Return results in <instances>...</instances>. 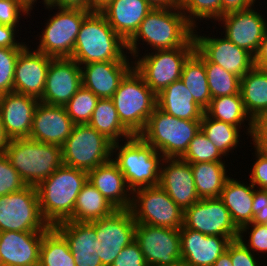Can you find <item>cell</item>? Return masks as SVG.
I'll list each match as a JSON object with an SVG mask.
<instances>
[{
    "instance_id": "obj_1",
    "label": "cell",
    "mask_w": 267,
    "mask_h": 266,
    "mask_svg": "<svg viewBox=\"0 0 267 266\" xmlns=\"http://www.w3.org/2000/svg\"><path fill=\"white\" fill-rule=\"evenodd\" d=\"M194 27L187 21L180 7L153 8L127 41V51L134 58L140 55V43L150 49L164 50L195 47Z\"/></svg>"
},
{
    "instance_id": "obj_2",
    "label": "cell",
    "mask_w": 267,
    "mask_h": 266,
    "mask_svg": "<svg viewBox=\"0 0 267 266\" xmlns=\"http://www.w3.org/2000/svg\"><path fill=\"white\" fill-rule=\"evenodd\" d=\"M127 42L108 24L99 11L90 12L83 20L71 59L80 66L92 62L130 61Z\"/></svg>"
},
{
    "instance_id": "obj_3",
    "label": "cell",
    "mask_w": 267,
    "mask_h": 266,
    "mask_svg": "<svg viewBox=\"0 0 267 266\" xmlns=\"http://www.w3.org/2000/svg\"><path fill=\"white\" fill-rule=\"evenodd\" d=\"M87 180L88 172L62 164L36 186L40 211L49 226L73 215L77 196Z\"/></svg>"
},
{
    "instance_id": "obj_4",
    "label": "cell",
    "mask_w": 267,
    "mask_h": 266,
    "mask_svg": "<svg viewBox=\"0 0 267 266\" xmlns=\"http://www.w3.org/2000/svg\"><path fill=\"white\" fill-rule=\"evenodd\" d=\"M163 159V155L139 135H134L121 143L115 142L112 146V160L123 173L132 191L159 185Z\"/></svg>"
},
{
    "instance_id": "obj_5",
    "label": "cell",
    "mask_w": 267,
    "mask_h": 266,
    "mask_svg": "<svg viewBox=\"0 0 267 266\" xmlns=\"http://www.w3.org/2000/svg\"><path fill=\"white\" fill-rule=\"evenodd\" d=\"M4 155L30 186H37L63 164L60 145L42 143L31 138L9 140Z\"/></svg>"
},
{
    "instance_id": "obj_6",
    "label": "cell",
    "mask_w": 267,
    "mask_h": 266,
    "mask_svg": "<svg viewBox=\"0 0 267 266\" xmlns=\"http://www.w3.org/2000/svg\"><path fill=\"white\" fill-rule=\"evenodd\" d=\"M201 129V120L178 119L157 106L139 136L164 158H181Z\"/></svg>"
},
{
    "instance_id": "obj_7",
    "label": "cell",
    "mask_w": 267,
    "mask_h": 266,
    "mask_svg": "<svg viewBox=\"0 0 267 266\" xmlns=\"http://www.w3.org/2000/svg\"><path fill=\"white\" fill-rule=\"evenodd\" d=\"M111 99L121 123L133 135H139L144 130L157 106V95L134 67L121 80Z\"/></svg>"
},
{
    "instance_id": "obj_8",
    "label": "cell",
    "mask_w": 267,
    "mask_h": 266,
    "mask_svg": "<svg viewBox=\"0 0 267 266\" xmlns=\"http://www.w3.org/2000/svg\"><path fill=\"white\" fill-rule=\"evenodd\" d=\"M44 7L57 12L48 17L45 29L42 28L39 36L36 35L39 38L35 37L39 40L36 44L39 45H36L35 50L52 58H71L83 20L91 11L57 8L48 3Z\"/></svg>"
},
{
    "instance_id": "obj_9",
    "label": "cell",
    "mask_w": 267,
    "mask_h": 266,
    "mask_svg": "<svg viewBox=\"0 0 267 266\" xmlns=\"http://www.w3.org/2000/svg\"><path fill=\"white\" fill-rule=\"evenodd\" d=\"M113 142L89 124H75L62 148L63 164L86 172L112 159Z\"/></svg>"
},
{
    "instance_id": "obj_10",
    "label": "cell",
    "mask_w": 267,
    "mask_h": 266,
    "mask_svg": "<svg viewBox=\"0 0 267 266\" xmlns=\"http://www.w3.org/2000/svg\"><path fill=\"white\" fill-rule=\"evenodd\" d=\"M148 51L133 58V67L157 95L174 81L180 80L183 65L195 47Z\"/></svg>"
},
{
    "instance_id": "obj_11",
    "label": "cell",
    "mask_w": 267,
    "mask_h": 266,
    "mask_svg": "<svg viewBox=\"0 0 267 266\" xmlns=\"http://www.w3.org/2000/svg\"><path fill=\"white\" fill-rule=\"evenodd\" d=\"M130 211L136 223L180 229L183 211L160 186L132 191Z\"/></svg>"
},
{
    "instance_id": "obj_12",
    "label": "cell",
    "mask_w": 267,
    "mask_h": 266,
    "mask_svg": "<svg viewBox=\"0 0 267 266\" xmlns=\"http://www.w3.org/2000/svg\"><path fill=\"white\" fill-rule=\"evenodd\" d=\"M49 227L40 211L36 186L0 196V232L46 231Z\"/></svg>"
},
{
    "instance_id": "obj_13",
    "label": "cell",
    "mask_w": 267,
    "mask_h": 266,
    "mask_svg": "<svg viewBox=\"0 0 267 266\" xmlns=\"http://www.w3.org/2000/svg\"><path fill=\"white\" fill-rule=\"evenodd\" d=\"M96 230L97 255L103 266H111L121 250L135 240L136 222L130 209H116L112 214L89 222Z\"/></svg>"
},
{
    "instance_id": "obj_14",
    "label": "cell",
    "mask_w": 267,
    "mask_h": 266,
    "mask_svg": "<svg viewBox=\"0 0 267 266\" xmlns=\"http://www.w3.org/2000/svg\"><path fill=\"white\" fill-rule=\"evenodd\" d=\"M198 29L199 27H195L193 32L195 49L208 62L220 65L240 78L254 67V56L247 50L238 47L222 34L220 37L212 33L207 36L198 32Z\"/></svg>"
},
{
    "instance_id": "obj_15",
    "label": "cell",
    "mask_w": 267,
    "mask_h": 266,
    "mask_svg": "<svg viewBox=\"0 0 267 266\" xmlns=\"http://www.w3.org/2000/svg\"><path fill=\"white\" fill-rule=\"evenodd\" d=\"M183 226L204 235L239 238L228 209L219 198L200 199L183 211Z\"/></svg>"
},
{
    "instance_id": "obj_16",
    "label": "cell",
    "mask_w": 267,
    "mask_h": 266,
    "mask_svg": "<svg viewBox=\"0 0 267 266\" xmlns=\"http://www.w3.org/2000/svg\"><path fill=\"white\" fill-rule=\"evenodd\" d=\"M135 241L148 266H164L181 259L179 229L136 223Z\"/></svg>"
},
{
    "instance_id": "obj_17",
    "label": "cell",
    "mask_w": 267,
    "mask_h": 266,
    "mask_svg": "<svg viewBox=\"0 0 267 266\" xmlns=\"http://www.w3.org/2000/svg\"><path fill=\"white\" fill-rule=\"evenodd\" d=\"M254 7L224 14L217 20L219 27L224 29L220 34H224L223 36L253 56L258 51L267 27L264 14L260 9L257 8L256 10ZM220 23L223 26H220Z\"/></svg>"
},
{
    "instance_id": "obj_18",
    "label": "cell",
    "mask_w": 267,
    "mask_h": 266,
    "mask_svg": "<svg viewBox=\"0 0 267 266\" xmlns=\"http://www.w3.org/2000/svg\"><path fill=\"white\" fill-rule=\"evenodd\" d=\"M82 86L81 66L71 58H53L47 72L41 103L65 106Z\"/></svg>"
},
{
    "instance_id": "obj_19",
    "label": "cell",
    "mask_w": 267,
    "mask_h": 266,
    "mask_svg": "<svg viewBox=\"0 0 267 266\" xmlns=\"http://www.w3.org/2000/svg\"><path fill=\"white\" fill-rule=\"evenodd\" d=\"M52 59L27 45L19 53L15 64L13 91L40 100Z\"/></svg>"
},
{
    "instance_id": "obj_20",
    "label": "cell",
    "mask_w": 267,
    "mask_h": 266,
    "mask_svg": "<svg viewBox=\"0 0 267 266\" xmlns=\"http://www.w3.org/2000/svg\"><path fill=\"white\" fill-rule=\"evenodd\" d=\"M159 185L182 211L199 201L190 163L181 158H164Z\"/></svg>"
},
{
    "instance_id": "obj_21",
    "label": "cell",
    "mask_w": 267,
    "mask_h": 266,
    "mask_svg": "<svg viewBox=\"0 0 267 266\" xmlns=\"http://www.w3.org/2000/svg\"><path fill=\"white\" fill-rule=\"evenodd\" d=\"M39 102L34 97L14 91L0 95V116L4 131L10 140L29 138Z\"/></svg>"
},
{
    "instance_id": "obj_22",
    "label": "cell",
    "mask_w": 267,
    "mask_h": 266,
    "mask_svg": "<svg viewBox=\"0 0 267 266\" xmlns=\"http://www.w3.org/2000/svg\"><path fill=\"white\" fill-rule=\"evenodd\" d=\"M45 231L0 232V266L39 265Z\"/></svg>"
},
{
    "instance_id": "obj_23",
    "label": "cell",
    "mask_w": 267,
    "mask_h": 266,
    "mask_svg": "<svg viewBox=\"0 0 267 266\" xmlns=\"http://www.w3.org/2000/svg\"><path fill=\"white\" fill-rule=\"evenodd\" d=\"M181 259L188 266H213L232 241L228 237L204 235L182 226L179 229Z\"/></svg>"
},
{
    "instance_id": "obj_24",
    "label": "cell",
    "mask_w": 267,
    "mask_h": 266,
    "mask_svg": "<svg viewBox=\"0 0 267 266\" xmlns=\"http://www.w3.org/2000/svg\"><path fill=\"white\" fill-rule=\"evenodd\" d=\"M74 125L64 106L39 102L34 113L29 138L62 146L71 135Z\"/></svg>"
},
{
    "instance_id": "obj_25",
    "label": "cell",
    "mask_w": 267,
    "mask_h": 266,
    "mask_svg": "<svg viewBox=\"0 0 267 266\" xmlns=\"http://www.w3.org/2000/svg\"><path fill=\"white\" fill-rule=\"evenodd\" d=\"M133 68L132 61L92 62L81 65L82 85L99 99L112 98L121 80Z\"/></svg>"
},
{
    "instance_id": "obj_26",
    "label": "cell",
    "mask_w": 267,
    "mask_h": 266,
    "mask_svg": "<svg viewBox=\"0 0 267 266\" xmlns=\"http://www.w3.org/2000/svg\"><path fill=\"white\" fill-rule=\"evenodd\" d=\"M88 181L117 209L130 208L132 190L112 159L89 171Z\"/></svg>"
},
{
    "instance_id": "obj_27",
    "label": "cell",
    "mask_w": 267,
    "mask_h": 266,
    "mask_svg": "<svg viewBox=\"0 0 267 266\" xmlns=\"http://www.w3.org/2000/svg\"><path fill=\"white\" fill-rule=\"evenodd\" d=\"M152 9L145 0H111L100 12L114 31L127 42Z\"/></svg>"
},
{
    "instance_id": "obj_28",
    "label": "cell",
    "mask_w": 267,
    "mask_h": 266,
    "mask_svg": "<svg viewBox=\"0 0 267 266\" xmlns=\"http://www.w3.org/2000/svg\"><path fill=\"white\" fill-rule=\"evenodd\" d=\"M236 178L226 181L219 199L228 209L231 219L240 230L252 222V208L255 187Z\"/></svg>"
},
{
    "instance_id": "obj_29",
    "label": "cell",
    "mask_w": 267,
    "mask_h": 266,
    "mask_svg": "<svg viewBox=\"0 0 267 266\" xmlns=\"http://www.w3.org/2000/svg\"><path fill=\"white\" fill-rule=\"evenodd\" d=\"M157 107L178 119L201 120L204 110L180 80L174 81L157 94Z\"/></svg>"
},
{
    "instance_id": "obj_30",
    "label": "cell",
    "mask_w": 267,
    "mask_h": 266,
    "mask_svg": "<svg viewBox=\"0 0 267 266\" xmlns=\"http://www.w3.org/2000/svg\"><path fill=\"white\" fill-rule=\"evenodd\" d=\"M68 241L74 258L97 257L96 230L89 222L63 221L54 226Z\"/></svg>"
},
{
    "instance_id": "obj_31",
    "label": "cell",
    "mask_w": 267,
    "mask_h": 266,
    "mask_svg": "<svg viewBox=\"0 0 267 266\" xmlns=\"http://www.w3.org/2000/svg\"><path fill=\"white\" fill-rule=\"evenodd\" d=\"M240 93L245 109L256 121L267 114V72L253 67L240 78Z\"/></svg>"
},
{
    "instance_id": "obj_32",
    "label": "cell",
    "mask_w": 267,
    "mask_h": 266,
    "mask_svg": "<svg viewBox=\"0 0 267 266\" xmlns=\"http://www.w3.org/2000/svg\"><path fill=\"white\" fill-rule=\"evenodd\" d=\"M195 187L200 199L219 198L230 178L225 162L190 163ZM227 170V171H226Z\"/></svg>"
},
{
    "instance_id": "obj_33",
    "label": "cell",
    "mask_w": 267,
    "mask_h": 266,
    "mask_svg": "<svg viewBox=\"0 0 267 266\" xmlns=\"http://www.w3.org/2000/svg\"><path fill=\"white\" fill-rule=\"evenodd\" d=\"M117 208L113 206L88 180L77 196L73 215L67 221L92 222L109 216Z\"/></svg>"
},
{
    "instance_id": "obj_34",
    "label": "cell",
    "mask_w": 267,
    "mask_h": 266,
    "mask_svg": "<svg viewBox=\"0 0 267 266\" xmlns=\"http://www.w3.org/2000/svg\"><path fill=\"white\" fill-rule=\"evenodd\" d=\"M180 79L192 94L195 103L205 111L210 105L212 97L208 86L204 57L196 49L185 61Z\"/></svg>"
},
{
    "instance_id": "obj_35",
    "label": "cell",
    "mask_w": 267,
    "mask_h": 266,
    "mask_svg": "<svg viewBox=\"0 0 267 266\" xmlns=\"http://www.w3.org/2000/svg\"><path fill=\"white\" fill-rule=\"evenodd\" d=\"M201 130L215 147L226 157L232 154L241 141V132L253 138L254 129L240 130L239 127L233 126L226 122L210 118L205 112L201 119ZM241 136V137H240ZM240 141V142H239ZM232 151V152H231Z\"/></svg>"
},
{
    "instance_id": "obj_36",
    "label": "cell",
    "mask_w": 267,
    "mask_h": 266,
    "mask_svg": "<svg viewBox=\"0 0 267 266\" xmlns=\"http://www.w3.org/2000/svg\"><path fill=\"white\" fill-rule=\"evenodd\" d=\"M99 133L113 143L121 142L134 136L120 121L114 102L111 98H100L97 101L90 122Z\"/></svg>"
},
{
    "instance_id": "obj_37",
    "label": "cell",
    "mask_w": 267,
    "mask_h": 266,
    "mask_svg": "<svg viewBox=\"0 0 267 266\" xmlns=\"http://www.w3.org/2000/svg\"><path fill=\"white\" fill-rule=\"evenodd\" d=\"M210 118L217 119L240 129H254L255 121L247 113L241 93L212 98L204 111ZM248 123L247 125H245Z\"/></svg>"
},
{
    "instance_id": "obj_38",
    "label": "cell",
    "mask_w": 267,
    "mask_h": 266,
    "mask_svg": "<svg viewBox=\"0 0 267 266\" xmlns=\"http://www.w3.org/2000/svg\"><path fill=\"white\" fill-rule=\"evenodd\" d=\"M39 266H76L68 241L54 226L43 233Z\"/></svg>"
},
{
    "instance_id": "obj_39",
    "label": "cell",
    "mask_w": 267,
    "mask_h": 266,
    "mask_svg": "<svg viewBox=\"0 0 267 266\" xmlns=\"http://www.w3.org/2000/svg\"><path fill=\"white\" fill-rule=\"evenodd\" d=\"M208 86L212 98L240 93V77L226 71L220 65L208 62L204 58Z\"/></svg>"
},
{
    "instance_id": "obj_40",
    "label": "cell",
    "mask_w": 267,
    "mask_h": 266,
    "mask_svg": "<svg viewBox=\"0 0 267 266\" xmlns=\"http://www.w3.org/2000/svg\"><path fill=\"white\" fill-rule=\"evenodd\" d=\"M180 8L194 28L204 20L217 22L221 18V0H180Z\"/></svg>"
},
{
    "instance_id": "obj_41",
    "label": "cell",
    "mask_w": 267,
    "mask_h": 266,
    "mask_svg": "<svg viewBox=\"0 0 267 266\" xmlns=\"http://www.w3.org/2000/svg\"><path fill=\"white\" fill-rule=\"evenodd\" d=\"M99 98L83 85L64 106L74 124H88Z\"/></svg>"
},
{
    "instance_id": "obj_42",
    "label": "cell",
    "mask_w": 267,
    "mask_h": 266,
    "mask_svg": "<svg viewBox=\"0 0 267 266\" xmlns=\"http://www.w3.org/2000/svg\"><path fill=\"white\" fill-rule=\"evenodd\" d=\"M224 158L225 156L215 147L201 129L191 140L187 151L181 157L183 161L188 163L226 162Z\"/></svg>"
},
{
    "instance_id": "obj_43",
    "label": "cell",
    "mask_w": 267,
    "mask_h": 266,
    "mask_svg": "<svg viewBox=\"0 0 267 266\" xmlns=\"http://www.w3.org/2000/svg\"><path fill=\"white\" fill-rule=\"evenodd\" d=\"M23 49L0 47V95L13 91L15 64Z\"/></svg>"
},
{
    "instance_id": "obj_44",
    "label": "cell",
    "mask_w": 267,
    "mask_h": 266,
    "mask_svg": "<svg viewBox=\"0 0 267 266\" xmlns=\"http://www.w3.org/2000/svg\"><path fill=\"white\" fill-rule=\"evenodd\" d=\"M247 234L249 235V239L246 240ZM239 239L249 250L253 253L255 252L254 254L256 256L262 257L260 254L265 255L267 253V224L250 223L243 226L239 230Z\"/></svg>"
},
{
    "instance_id": "obj_45",
    "label": "cell",
    "mask_w": 267,
    "mask_h": 266,
    "mask_svg": "<svg viewBox=\"0 0 267 266\" xmlns=\"http://www.w3.org/2000/svg\"><path fill=\"white\" fill-rule=\"evenodd\" d=\"M27 184L12 167L4 154H0V196L25 188Z\"/></svg>"
},
{
    "instance_id": "obj_46",
    "label": "cell",
    "mask_w": 267,
    "mask_h": 266,
    "mask_svg": "<svg viewBox=\"0 0 267 266\" xmlns=\"http://www.w3.org/2000/svg\"><path fill=\"white\" fill-rule=\"evenodd\" d=\"M226 251L230 254L232 266H265L258 261L261 257L249 250L239 238L232 240Z\"/></svg>"
},
{
    "instance_id": "obj_47",
    "label": "cell",
    "mask_w": 267,
    "mask_h": 266,
    "mask_svg": "<svg viewBox=\"0 0 267 266\" xmlns=\"http://www.w3.org/2000/svg\"><path fill=\"white\" fill-rule=\"evenodd\" d=\"M253 151L255 154L254 163L249 172V182L256 189L267 190V155L256 145L253 146Z\"/></svg>"
},
{
    "instance_id": "obj_48",
    "label": "cell",
    "mask_w": 267,
    "mask_h": 266,
    "mask_svg": "<svg viewBox=\"0 0 267 266\" xmlns=\"http://www.w3.org/2000/svg\"><path fill=\"white\" fill-rule=\"evenodd\" d=\"M23 16L26 19L27 16L32 15L25 11L15 0H0V24L20 27L21 22L19 20Z\"/></svg>"
},
{
    "instance_id": "obj_49",
    "label": "cell",
    "mask_w": 267,
    "mask_h": 266,
    "mask_svg": "<svg viewBox=\"0 0 267 266\" xmlns=\"http://www.w3.org/2000/svg\"><path fill=\"white\" fill-rule=\"evenodd\" d=\"M111 266H148L139 244L134 240L124 247Z\"/></svg>"
},
{
    "instance_id": "obj_50",
    "label": "cell",
    "mask_w": 267,
    "mask_h": 266,
    "mask_svg": "<svg viewBox=\"0 0 267 266\" xmlns=\"http://www.w3.org/2000/svg\"><path fill=\"white\" fill-rule=\"evenodd\" d=\"M254 224H267V190H254L252 222Z\"/></svg>"
},
{
    "instance_id": "obj_51",
    "label": "cell",
    "mask_w": 267,
    "mask_h": 266,
    "mask_svg": "<svg viewBox=\"0 0 267 266\" xmlns=\"http://www.w3.org/2000/svg\"><path fill=\"white\" fill-rule=\"evenodd\" d=\"M16 33H19V27H11L0 24V47L25 48L27 46L26 41L19 42L18 39H16L19 37Z\"/></svg>"
},
{
    "instance_id": "obj_52",
    "label": "cell",
    "mask_w": 267,
    "mask_h": 266,
    "mask_svg": "<svg viewBox=\"0 0 267 266\" xmlns=\"http://www.w3.org/2000/svg\"><path fill=\"white\" fill-rule=\"evenodd\" d=\"M252 141V145L267 146V114L260 116L255 121Z\"/></svg>"
},
{
    "instance_id": "obj_53",
    "label": "cell",
    "mask_w": 267,
    "mask_h": 266,
    "mask_svg": "<svg viewBox=\"0 0 267 266\" xmlns=\"http://www.w3.org/2000/svg\"><path fill=\"white\" fill-rule=\"evenodd\" d=\"M256 1L259 2L258 0H221V17L230 12L242 11L256 6Z\"/></svg>"
},
{
    "instance_id": "obj_54",
    "label": "cell",
    "mask_w": 267,
    "mask_h": 266,
    "mask_svg": "<svg viewBox=\"0 0 267 266\" xmlns=\"http://www.w3.org/2000/svg\"><path fill=\"white\" fill-rule=\"evenodd\" d=\"M254 67L267 72V27L258 51L254 55Z\"/></svg>"
},
{
    "instance_id": "obj_55",
    "label": "cell",
    "mask_w": 267,
    "mask_h": 266,
    "mask_svg": "<svg viewBox=\"0 0 267 266\" xmlns=\"http://www.w3.org/2000/svg\"><path fill=\"white\" fill-rule=\"evenodd\" d=\"M48 4L63 9L89 10V0H48Z\"/></svg>"
},
{
    "instance_id": "obj_56",
    "label": "cell",
    "mask_w": 267,
    "mask_h": 266,
    "mask_svg": "<svg viewBox=\"0 0 267 266\" xmlns=\"http://www.w3.org/2000/svg\"><path fill=\"white\" fill-rule=\"evenodd\" d=\"M152 8L180 7V0H145Z\"/></svg>"
},
{
    "instance_id": "obj_57",
    "label": "cell",
    "mask_w": 267,
    "mask_h": 266,
    "mask_svg": "<svg viewBox=\"0 0 267 266\" xmlns=\"http://www.w3.org/2000/svg\"><path fill=\"white\" fill-rule=\"evenodd\" d=\"M76 266H103L99 256L97 257H85V258H74Z\"/></svg>"
},
{
    "instance_id": "obj_58",
    "label": "cell",
    "mask_w": 267,
    "mask_h": 266,
    "mask_svg": "<svg viewBox=\"0 0 267 266\" xmlns=\"http://www.w3.org/2000/svg\"><path fill=\"white\" fill-rule=\"evenodd\" d=\"M25 11L29 14L33 11V8L37 4V0H15ZM44 6L48 3V0H42ZM36 2V4H35ZM34 6V7H33Z\"/></svg>"
},
{
    "instance_id": "obj_59",
    "label": "cell",
    "mask_w": 267,
    "mask_h": 266,
    "mask_svg": "<svg viewBox=\"0 0 267 266\" xmlns=\"http://www.w3.org/2000/svg\"><path fill=\"white\" fill-rule=\"evenodd\" d=\"M9 140L10 139L7 137L4 131L1 116H0V154L5 153V150L8 147Z\"/></svg>"
},
{
    "instance_id": "obj_60",
    "label": "cell",
    "mask_w": 267,
    "mask_h": 266,
    "mask_svg": "<svg viewBox=\"0 0 267 266\" xmlns=\"http://www.w3.org/2000/svg\"><path fill=\"white\" fill-rule=\"evenodd\" d=\"M111 0H89V11H102Z\"/></svg>"
},
{
    "instance_id": "obj_61",
    "label": "cell",
    "mask_w": 267,
    "mask_h": 266,
    "mask_svg": "<svg viewBox=\"0 0 267 266\" xmlns=\"http://www.w3.org/2000/svg\"><path fill=\"white\" fill-rule=\"evenodd\" d=\"M213 266H232L230 254L227 251H225L222 255H220L216 259Z\"/></svg>"
},
{
    "instance_id": "obj_62",
    "label": "cell",
    "mask_w": 267,
    "mask_h": 266,
    "mask_svg": "<svg viewBox=\"0 0 267 266\" xmlns=\"http://www.w3.org/2000/svg\"><path fill=\"white\" fill-rule=\"evenodd\" d=\"M159 266V265H155ZM164 266H188L182 259L175 261L174 263H171L169 265H164Z\"/></svg>"
},
{
    "instance_id": "obj_63",
    "label": "cell",
    "mask_w": 267,
    "mask_h": 266,
    "mask_svg": "<svg viewBox=\"0 0 267 266\" xmlns=\"http://www.w3.org/2000/svg\"><path fill=\"white\" fill-rule=\"evenodd\" d=\"M267 155V146H257Z\"/></svg>"
}]
</instances>
